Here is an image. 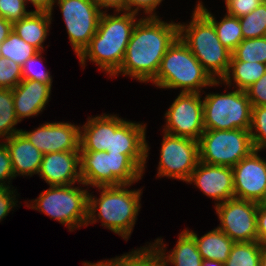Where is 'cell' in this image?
<instances>
[{
  "mask_svg": "<svg viewBox=\"0 0 266 266\" xmlns=\"http://www.w3.org/2000/svg\"><path fill=\"white\" fill-rule=\"evenodd\" d=\"M178 23L161 17H141L128 42L120 68L110 77L120 74L141 83L151 82L167 49L178 38Z\"/></svg>",
  "mask_w": 266,
  "mask_h": 266,
  "instance_id": "obj_1",
  "label": "cell"
},
{
  "mask_svg": "<svg viewBox=\"0 0 266 266\" xmlns=\"http://www.w3.org/2000/svg\"><path fill=\"white\" fill-rule=\"evenodd\" d=\"M140 19L130 12H102L97 32L77 56L82 69L87 60L95 63L109 78L120 68L133 29Z\"/></svg>",
  "mask_w": 266,
  "mask_h": 266,
  "instance_id": "obj_2",
  "label": "cell"
},
{
  "mask_svg": "<svg viewBox=\"0 0 266 266\" xmlns=\"http://www.w3.org/2000/svg\"><path fill=\"white\" fill-rule=\"evenodd\" d=\"M133 184L99 186V198L93 192L88 194L89 224L97 223L128 241L134 229L141 208L142 189L130 190ZM101 190V191H100ZM97 212V213H96Z\"/></svg>",
  "mask_w": 266,
  "mask_h": 266,
  "instance_id": "obj_3",
  "label": "cell"
},
{
  "mask_svg": "<svg viewBox=\"0 0 266 266\" xmlns=\"http://www.w3.org/2000/svg\"><path fill=\"white\" fill-rule=\"evenodd\" d=\"M151 83L162 89L180 88L181 93L200 94L205 93L204 88L222 85L221 80L210 76L179 37L167 49Z\"/></svg>",
  "mask_w": 266,
  "mask_h": 266,
  "instance_id": "obj_4",
  "label": "cell"
},
{
  "mask_svg": "<svg viewBox=\"0 0 266 266\" xmlns=\"http://www.w3.org/2000/svg\"><path fill=\"white\" fill-rule=\"evenodd\" d=\"M190 22L178 23V37L214 80L228 72L231 52L220 42L212 22L195 6Z\"/></svg>",
  "mask_w": 266,
  "mask_h": 266,
  "instance_id": "obj_5",
  "label": "cell"
},
{
  "mask_svg": "<svg viewBox=\"0 0 266 266\" xmlns=\"http://www.w3.org/2000/svg\"><path fill=\"white\" fill-rule=\"evenodd\" d=\"M79 153L82 183L87 188L134 184L145 174L129 155L106 151Z\"/></svg>",
  "mask_w": 266,
  "mask_h": 266,
  "instance_id": "obj_6",
  "label": "cell"
},
{
  "mask_svg": "<svg viewBox=\"0 0 266 266\" xmlns=\"http://www.w3.org/2000/svg\"><path fill=\"white\" fill-rule=\"evenodd\" d=\"M74 186L75 184L49 186L40 192L39 197L32 199L30 203L26 202L25 206L55 219L67 226L70 232L86 227L89 188Z\"/></svg>",
  "mask_w": 266,
  "mask_h": 266,
  "instance_id": "obj_7",
  "label": "cell"
},
{
  "mask_svg": "<svg viewBox=\"0 0 266 266\" xmlns=\"http://www.w3.org/2000/svg\"><path fill=\"white\" fill-rule=\"evenodd\" d=\"M208 93L203 97L204 130H250L252 105L246 91Z\"/></svg>",
  "mask_w": 266,
  "mask_h": 266,
  "instance_id": "obj_8",
  "label": "cell"
},
{
  "mask_svg": "<svg viewBox=\"0 0 266 266\" xmlns=\"http://www.w3.org/2000/svg\"><path fill=\"white\" fill-rule=\"evenodd\" d=\"M199 161L212 165L235 166L254 150L249 130H204L199 140Z\"/></svg>",
  "mask_w": 266,
  "mask_h": 266,
  "instance_id": "obj_9",
  "label": "cell"
},
{
  "mask_svg": "<svg viewBox=\"0 0 266 266\" xmlns=\"http://www.w3.org/2000/svg\"><path fill=\"white\" fill-rule=\"evenodd\" d=\"M156 177L187 182L199 162L197 140L175 136L163 131Z\"/></svg>",
  "mask_w": 266,
  "mask_h": 266,
  "instance_id": "obj_10",
  "label": "cell"
},
{
  "mask_svg": "<svg viewBox=\"0 0 266 266\" xmlns=\"http://www.w3.org/2000/svg\"><path fill=\"white\" fill-rule=\"evenodd\" d=\"M66 26L70 44L78 56L97 32L102 11L92 0H55Z\"/></svg>",
  "mask_w": 266,
  "mask_h": 266,
  "instance_id": "obj_11",
  "label": "cell"
},
{
  "mask_svg": "<svg viewBox=\"0 0 266 266\" xmlns=\"http://www.w3.org/2000/svg\"><path fill=\"white\" fill-rule=\"evenodd\" d=\"M259 203L231 198L215 206L219 226L231 240L237 242L258 241L257 210Z\"/></svg>",
  "mask_w": 266,
  "mask_h": 266,
  "instance_id": "obj_12",
  "label": "cell"
},
{
  "mask_svg": "<svg viewBox=\"0 0 266 266\" xmlns=\"http://www.w3.org/2000/svg\"><path fill=\"white\" fill-rule=\"evenodd\" d=\"M202 95L180 92L164 114L166 123L162 131L198 141L204 132Z\"/></svg>",
  "mask_w": 266,
  "mask_h": 266,
  "instance_id": "obj_13",
  "label": "cell"
},
{
  "mask_svg": "<svg viewBox=\"0 0 266 266\" xmlns=\"http://www.w3.org/2000/svg\"><path fill=\"white\" fill-rule=\"evenodd\" d=\"M146 125L111 114V141L107 152L129 155L145 172L150 149Z\"/></svg>",
  "mask_w": 266,
  "mask_h": 266,
  "instance_id": "obj_14",
  "label": "cell"
},
{
  "mask_svg": "<svg viewBox=\"0 0 266 266\" xmlns=\"http://www.w3.org/2000/svg\"><path fill=\"white\" fill-rule=\"evenodd\" d=\"M254 150L233 169L234 198L266 203V159Z\"/></svg>",
  "mask_w": 266,
  "mask_h": 266,
  "instance_id": "obj_15",
  "label": "cell"
},
{
  "mask_svg": "<svg viewBox=\"0 0 266 266\" xmlns=\"http://www.w3.org/2000/svg\"><path fill=\"white\" fill-rule=\"evenodd\" d=\"M20 132L42 153L80 151V125L46 122L32 131Z\"/></svg>",
  "mask_w": 266,
  "mask_h": 266,
  "instance_id": "obj_16",
  "label": "cell"
},
{
  "mask_svg": "<svg viewBox=\"0 0 266 266\" xmlns=\"http://www.w3.org/2000/svg\"><path fill=\"white\" fill-rule=\"evenodd\" d=\"M214 200V205L234 198L233 169L229 166L212 165L198 162L190 179L186 182Z\"/></svg>",
  "mask_w": 266,
  "mask_h": 266,
  "instance_id": "obj_17",
  "label": "cell"
},
{
  "mask_svg": "<svg viewBox=\"0 0 266 266\" xmlns=\"http://www.w3.org/2000/svg\"><path fill=\"white\" fill-rule=\"evenodd\" d=\"M80 151H63L43 154L38 175L49 186L82 183L80 174Z\"/></svg>",
  "mask_w": 266,
  "mask_h": 266,
  "instance_id": "obj_18",
  "label": "cell"
},
{
  "mask_svg": "<svg viewBox=\"0 0 266 266\" xmlns=\"http://www.w3.org/2000/svg\"><path fill=\"white\" fill-rule=\"evenodd\" d=\"M51 86L35 80H24L12 89L13 104L19 122L45 110L51 95Z\"/></svg>",
  "mask_w": 266,
  "mask_h": 266,
  "instance_id": "obj_19",
  "label": "cell"
},
{
  "mask_svg": "<svg viewBox=\"0 0 266 266\" xmlns=\"http://www.w3.org/2000/svg\"><path fill=\"white\" fill-rule=\"evenodd\" d=\"M3 142L9 150L15 178L38 174L43 154L21 132Z\"/></svg>",
  "mask_w": 266,
  "mask_h": 266,
  "instance_id": "obj_20",
  "label": "cell"
},
{
  "mask_svg": "<svg viewBox=\"0 0 266 266\" xmlns=\"http://www.w3.org/2000/svg\"><path fill=\"white\" fill-rule=\"evenodd\" d=\"M111 141V114L89 116L80 126V151H106Z\"/></svg>",
  "mask_w": 266,
  "mask_h": 266,
  "instance_id": "obj_21",
  "label": "cell"
},
{
  "mask_svg": "<svg viewBox=\"0 0 266 266\" xmlns=\"http://www.w3.org/2000/svg\"><path fill=\"white\" fill-rule=\"evenodd\" d=\"M178 236L177 244L167 253V244L162 237L153 242L163 255L166 266H202L203 259L194 238L185 229Z\"/></svg>",
  "mask_w": 266,
  "mask_h": 266,
  "instance_id": "obj_22",
  "label": "cell"
},
{
  "mask_svg": "<svg viewBox=\"0 0 266 266\" xmlns=\"http://www.w3.org/2000/svg\"><path fill=\"white\" fill-rule=\"evenodd\" d=\"M53 13L31 12L25 18L13 23V29L26 43L38 51L44 50V41L49 35Z\"/></svg>",
  "mask_w": 266,
  "mask_h": 266,
  "instance_id": "obj_23",
  "label": "cell"
},
{
  "mask_svg": "<svg viewBox=\"0 0 266 266\" xmlns=\"http://www.w3.org/2000/svg\"><path fill=\"white\" fill-rule=\"evenodd\" d=\"M194 238L203 260H216L225 263L235 243L218 227L198 237V234L185 228Z\"/></svg>",
  "mask_w": 266,
  "mask_h": 266,
  "instance_id": "obj_24",
  "label": "cell"
},
{
  "mask_svg": "<svg viewBox=\"0 0 266 266\" xmlns=\"http://www.w3.org/2000/svg\"><path fill=\"white\" fill-rule=\"evenodd\" d=\"M266 72V64L260 62L230 61L227 74L221 79L227 89L246 90ZM234 83V84H233Z\"/></svg>",
  "mask_w": 266,
  "mask_h": 266,
  "instance_id": "obj_25",
  "label": "cell"
},
{
  "mask_svg": "<svg viewBox=\"0 0 266 266\" xmlns=\"http://www.w3.org/2000/svg\"><path fill=\"white\" fill-rule=\"evenodd\" d=\"M195 5L213 24L222 45L231 53L243 40L239 18L225 14L220 21L205 7L202 1Z\"/></svg>",
  "mask_w": 266,
  "mask_h": 266,
  "instance_id": "obj_26",
  "label": "cell"
},
{
  "mask_svg": "<svg viewBox=\"0 0 266 266\" xmlns=\"http://www.w3.org/2000/svg\"><path fill=\"white\" fill-rule=\"evenodd\" d=\"M141 248L132 249L131 252L116 256L121 266H166L163 255L152 242Z\"/></svg>",
  "mask_w": 266,
  "mask_h": 266,
  "instance_id": "obj_27",
  "label": "cell"
},
{
  "mask_svg": "<svg viewBox=\"0 0 266 266\" xmlns=\"http://www.w3.org/2000/svg\"><path fill=\"white\" fill-rule=\"evenodd\" d=\"M263 249L259 241L234 243L225 266H260Z\"/></svg>",
  "mask_w": 266,
  "mask_h": 266,
  "instance_id": "obj_28",
  "label": "cell"
},
{
  "mask_svg": "<svg viewBox=\"0 0 266 266\" xmlns=\"http://www.w3.org/2000/svg\"><path fill=\"white\" fill-rule=\"evenodd\" d=\"M19 122L15 114L12 89L0 88V141L19 133Z\"/></svg>",
  "mask_w": 266,
  "mask_h": 266,
  "instance_id": "obj_29",
  "label": "cell"
},
{
  "mask_svg": "<svg viewBox=\"0 0 266 266\" xmlns=\"http://www.w3.org/2000/svg\"><path fill=\"white\" fill-rule=\"evenodd\" d=\"M37 52L39 51L20 38L14 30L9 33L0 46V57L10 59L21 66Z\"/></svg>",
  "mask_w": 266,
  "mask_h": 266,
  "instance_id": "obj_30",
  "label": "cell"
},
{
  "mask_svg": "<svg viewBox=\"0 0 266 266\" xmlns=\"http://www.w3.org/2000/svg\"><path fill=\"white\" fill-rule=\"evenodd\" d=\"M231 55L230 61L260 62L266 64V36L243 39Z\"/></svg>",
  "mask_w": 266,
  "mask_h": 266,
  "instance_id": "obj_31",
  "label": "cell"
},
{
  "mask_svg": "<svg viewBox=\"0 0 266 266\" xmlns=\"http://www.w3.org/2000/svg\"><path fill=\"white\" fill-rule=\"evenodd\" d=\"M243 39L266 36V1H263L251 13L239 18Z\"/></svg>",
  "mask_w": 266,
  "mask_h": 266,
  "instance_id": "obj_32",
  "label": "cell"
},
{
  "mask_svg": "<svg viewBox=\"0 0 266 266\" xmlns=\"http://www.w3.org/2000/svg\"><path fill=\"white\" fill-rule=\"evenodd\" d=\"M255 150L266 149V105L252 107L249 130Z\"/></svg>",
  "mask_w": 266,
  "mask_h": 266,
  "instance_id": "obj_33",
  "label": "cell"
},
{
  "mask_svg": "<svg viewBox=\"0 0 266 266\" xmlns=\"http://www.w3.org/2000/svg\"><path fill=\"white\" fill-rule=\"evenodd\" d=\"M42 53L44 52L39 51L24 62V64L21 66L22 79L39 81L45 84H49L52 87L53 78L50 74V71L42 68ZM39 67H41V69Z\"/></svg>",
  "mask_w": 266,
  "mask_h": 266,
  "instance_id": "obj_34",
  "label": "cell"
},
{
  "mask_svg": "<svg viewBox=\"0 0 266 266\" xmlns=\"http://www.w3.org/2000/svg\"><path fill=\"white\" fill-rule=\"evenodd\" d=\"M22 81L21 65L0 57V88L13 89Z\"/></svg>",
  "mask_w": 266,
  "mask_h": 266,
  "instance_id": "obj_35",
  "label": "cell"
},
{
  "mask_svg": "<svg viewBox=\"0 0 266 266\" xmlns=\"http://www.w3.org/2000/svg\"><path fill=\"white\" fill-rule=\"evenodd\" d=\"M26 0H0V17L12 24L28 16Z\"/></svg>",
  "mask_w": 266,
  "mask_h": 266,
  "instance_id": "obj_36",
  "label": "cell"
},
{
  "mask_svg": "<svg viewBox=\"0 0 266 266\" xmlns=\"http://www.w3.org/2000/svg\"><path fill=\"white\" fill-rule=\"evenodd\" d=\"M226 6V14L240 18L251 13L264 0H224Z\"/></svg>",
  "mask_w": 266,
  "mask_h": 266,
  "instance_id": "obj_37",
  "label": "cell"
},
{
  "mask_svg": "<svg viewBox=\"0 0 266 266\" xmlns=\"http://www.w3.org/2000/svg\"><path fill=\"white\" fill-rule=\"evenodd\" d=\"M14 178L9 150L5 143L0 141V187H11V180Z\"/></svg>",
  "mask_w": 266,
  "mask_h": 266,
  "instance_id": "obj_38",
  "label": "cell"
},
{
  "mask_svg": "<svg viewBox=\"0 0 266 266\" xmlns=\"http://www.w3.org/2000/svg\"><path fill=\"white\" fill-rule=\"evenodd\" d=\"M163 0H125V12L139 15L143 11L144 17H159L155 9ZM141 9V10H140Z\"/></svg>",
  "mask_w": 266,
  "mask_h": 266,
  "instance_id": "obj_39",
  "label": "cell"
},
{
  "mask_svg": "<svg viewBox=\"0 0 266 266\" xmlns=\"http://www.w3.org/2000/svg\"><path fill=\"white\" fill-rule=\"evenodd\" d=\"M13 189V186L0 187V222L6 218L10 211L18 207V201L16 200V197H18L19 194L16 192L17 189Z\"/></svg>",
  "mask_w": 266,
  "mask_h": 266,
  "instance_id": "obj_40",
  "label": "cell"
},
{
  "mask_svg": "<svg viewBox=\"0 0 266 266\" xmlns=\"http://www.w3.org/2000/svg\"><path fill=\"white\" fill-rule=\"evenodd\" d=\"M245 91L252 107L266 105V72L258 81L248 87Z\"/></svg>",
  "mask_w": 266,
  "mask_h": 266,
  "instance_id": "obj_41",
  "label": "cell"
},
{
  "mask_svg": "<svg viewBox=\"0 0 266 266\" xmlns=\"http://www.w3.org/2000/svg\"><path fill=\"white\" fill-rule=\"evenodd\" d=\"M257 234L258 241H266V203L259 204L257 210Z\"/></svg>",
  "mask_w": 266,
  "mask_h": 266,
  "instance_id": "obj_42",
  "label": "cell"
},
{
  "mask_svg": "<svg viewBox=\"0 0 266 266\" xmlns=\"http://www.w3.org/2000/svg\"><path fill=\"white\" fill-rule=\"evenodd\" d=\"M94 4L102 11L113 8L114 12H125V0H92ZM105 9V11L103 10Z\"/></svg>",
  "mask_w": 266,
  "mask_h": 266,
  "instance_id": "obj_43",
  "label": "cell"
},
{
  "mask_svg": "<svg viewBox=\"0 0 266 266\" xmlns=\"http://www.w3.org/2000/svg\"><path fill=\"white\" fill-rule=\"evenodd\" d=\"M32 3L33 7H35V10H32V12H47L51 13L54 10V4L55 0H26V4Z\"/></svg>",
  "mask_w": 266,
  "mask_h": 266,
  "instance_id": "obj_44",
  "label": "cell"
},
{
  "mask_svg": "<svg viewBox=\"0 0 266 266\" xmlns=\"http://www.w3.org/2000/svg\"><path fill=\"white\" fill-rule=\"evenodd\" d=\"M13 29V24L0 17V43H2Z\"/></svg>",
  "mask_w": 266,
  "mask_h": 266,
  "instance_id": "obj_45",
  "label": "cell"
},
{
  "mask_svg": "<svg viewBox=\"0 0 266 266\" xmlns=\"http://www.w3.org/2000/svg\"><path fill=\"white\" fill-rule=\"evenodd\" d=\"M83 266H121L120 263L115 259V258H111L109 259H105V260H101V261H97V263H91V262H83L82 264Z\"/></svg>",
  "mask_w": 266,
  "mask_h": 266,
  "instance_id": "obj_46",
  "label": "cell"
},
{
  "mask_svg": "<svg viewBox=\"0 0 266 266\" xmlns=\"http://www.w3.org/2000/svg\"><path fill=\"white\" fill-rule=\"evenodd\" d=\"M202 266H225V263L216 260H203Z\"/></svg>",
  "mask_w": 266,
  "mask_h": 266,
  "instance_id": "obj_47",
  "label": "cell"
},
{
  "mask_svg": "<svg viewBox=\"0 0 266 266\" xmlns=\"http://www.w3.org/2000/svg\"><path fill=\"white\" fill-rule=\"evenodd\" d=\"M260 266H266V249L264 248L260 258Z\"/></svg>",
  "mask_w": 266,
  "mask_h": 266,
  "instance_id": "obj_48",
  "label": "cell"
}]
</instances>
